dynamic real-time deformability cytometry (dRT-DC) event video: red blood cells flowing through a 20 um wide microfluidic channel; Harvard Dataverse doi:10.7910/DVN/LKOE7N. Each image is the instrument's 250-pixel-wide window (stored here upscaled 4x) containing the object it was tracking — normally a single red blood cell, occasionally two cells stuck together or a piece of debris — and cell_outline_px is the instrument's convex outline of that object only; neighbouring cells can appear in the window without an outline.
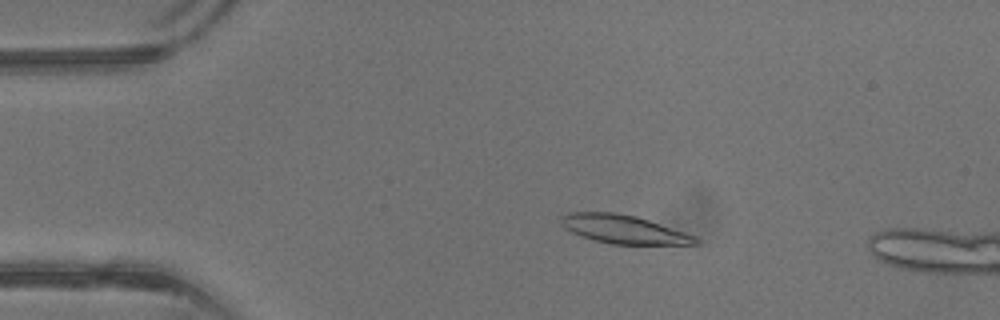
{"species": "common noctule bat (a hibernating species)", "species_latin": "Nyctalus noctula", "temperature_condition": "warm", "stored_images_in_passage": 43, "camera_frame_rate_fps": 3000, "um_per_image_px": 0.085, "animal": {"sex": "male", "body_mass_g": 13.3}, "frame": {"image": 1, "passage_image": 9, "time_ms": 2.667, "image_size_px": [1000, 320], "cell_outline_px": [[700, 244], [612, 244], [580, 236], [564, 228], [560, 220], [560, 216], [572, 212], [616, 212], [636, 216], [696, 236], [700, 240]], "centroid_in_image_um": [53.0, 19.48], "position_along_channel_um": 32.0, "area_um2": 22.2}}
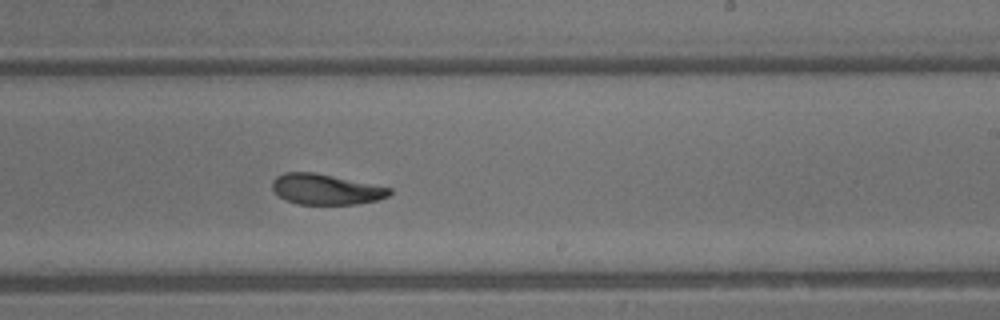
{"frame": {"image": 2, "passage_image": 26, "time_ms": 8.333, "image_size_px": [1000, 320], "cell_outline_px": [[392, 192], [388, 196], [376, 200], [356, 204], [296, 204], [284, 200], [272, 188], [272, 180], [276, 176], [284, 172], [312, 172], [392, 188]], "centroid_in_image_um": [27.66, 16.09], "position_along_channel_um": 261.3, "area_um2": 20.69}}
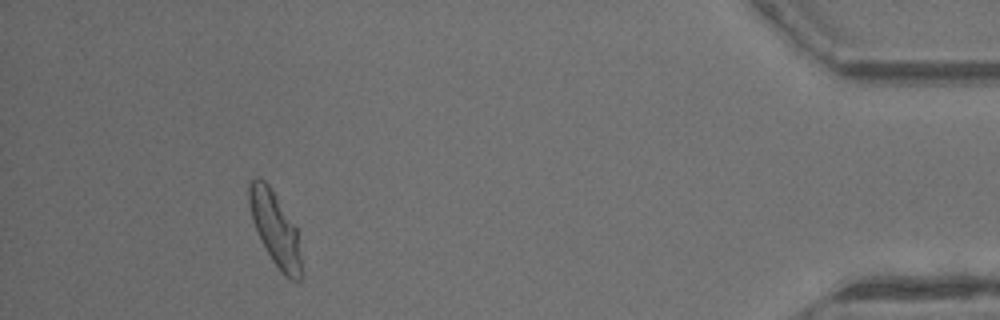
{"frame": {"image": 3, "passage_image": 39, "time_ms": 12.667, "image_size_px": [1000, 320], "cell_outline_px": [[300, 280], [292, 280], [284, 276], [280, 272], [272, 260], [256, 228], [248, 204], [248, 184], [252, 180], [264, 180], [268, 184], [276, 196], [296, 228], [300, 256]], "centroid_in_image_um": [23.37, 19.45], "position_along_channel_um": 411.8, "area_um2": 21.5}, "authors_computed_cell_mechanics": {"area_um2": 21.964, "velocity_mm_per_s": 4.9687, "shape_relaxation_time_tau1_ms": 5.0685, "shape_relaxation_time_tau2_ms": 2.6331, "deformation_change_tau1": 0.2119, "deformation_change_tau2": 0.1002}}